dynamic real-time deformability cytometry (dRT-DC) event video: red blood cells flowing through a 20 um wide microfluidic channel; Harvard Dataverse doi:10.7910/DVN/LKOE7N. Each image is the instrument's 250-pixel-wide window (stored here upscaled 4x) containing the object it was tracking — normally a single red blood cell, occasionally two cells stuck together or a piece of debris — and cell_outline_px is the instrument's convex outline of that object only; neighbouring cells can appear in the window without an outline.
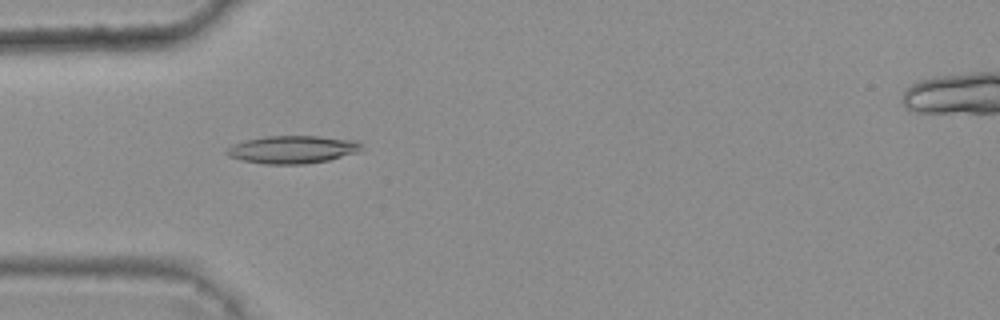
{"species": "common noctule bat (a hibernating species)", "species_latin": "Nyctalus noctula", "temperature_condition": "warm", "stored_images_in_passage": 5, "camera_frame_rate_fps": 3000, "um_per_image_px": 0.085, "animal": {"sex": "female", "body_mass_g": 25.1}, "frame": {"image": 1, "passage_image": 5, "time_ms": 1.333, "image_size_px": [1000, 320], "cell_outline_px": [[360, 148], [356, 152], [328, 160], [304, 164], [264, 164], [240, 160], [228, 156], [224, 152], [232, 144], [264, 136], [316, 136], [356, 140], [360, 144]], "centroid_in_image_um": [24.79, 12.71], "position_along_channel_um": 60.2, "area_um2": 21.62}}